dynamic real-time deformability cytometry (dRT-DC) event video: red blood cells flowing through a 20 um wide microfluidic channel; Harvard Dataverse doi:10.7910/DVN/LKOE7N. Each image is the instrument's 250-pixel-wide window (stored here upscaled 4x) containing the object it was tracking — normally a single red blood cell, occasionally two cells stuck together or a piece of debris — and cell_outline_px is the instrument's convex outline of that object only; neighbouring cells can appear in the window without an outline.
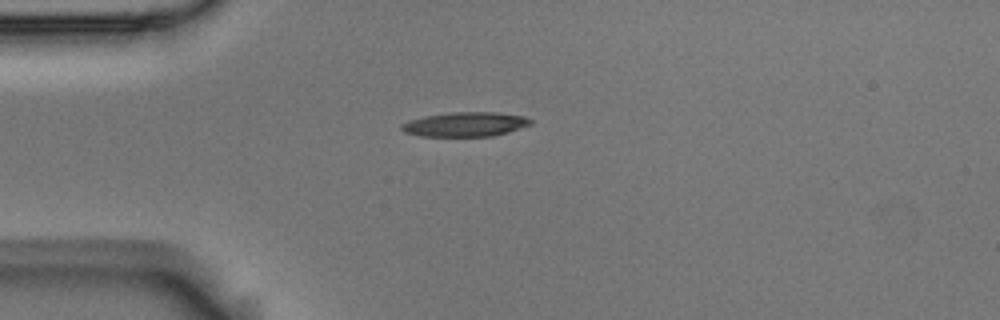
{"species": "Egyptian fruit bat (a non-hibernating species)", "species_latin": "Rousettus aegyptiacus", "temperature_condition": "room temperature", "stored_images_in_passage": 6, "camera_frame_rate_fps": 3000, "um_per_image_px": 0.085, "animal": {"sex": "male"}, "frame": {"image": 1, "passage_image": 1, "time_ms": 0.0, "image_size_px": [1000, 320], "cell_outline_px": [[532, 124], [508, 132], [492, 136], [420, 136], [404, 132], [400, 128], [400, 124], [408, 120], [424, 116], [452, 112], [496, 112], [524, 116], [532, 120]], "centroid_in_image_um": [39.52, 10.56], "position_along_channel_um": 45.5, "area_um2": 18.44}}
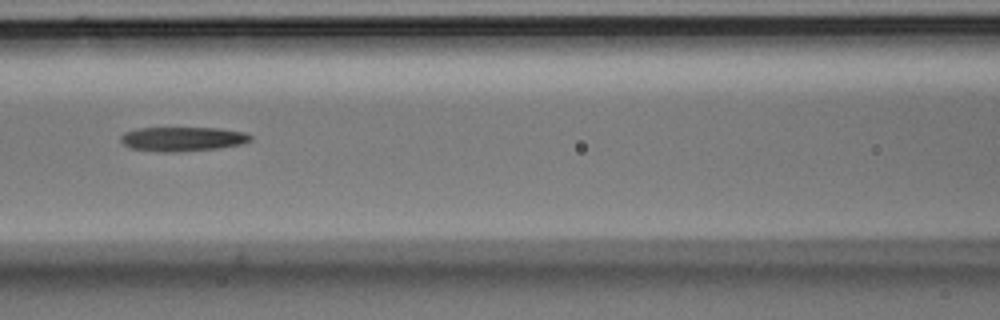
{"frame": {"image": 2, "passage_image": 4, "time_ms": 1.0, "image_size_px": [1000, 320], "cell_outline_px": [[252, 140], [240, 144], [216, 148], [172, 152], [160, 152], [132, 148], [124, 144], [120, 140], [120, 136], [124, 132], [140, 128], [220, 128], [244, 132], [252, 136]], "centroid_in_image_um": [15.51, 11.8], "position_along_channel_um": 151.1, "area_um2": 18.21}}
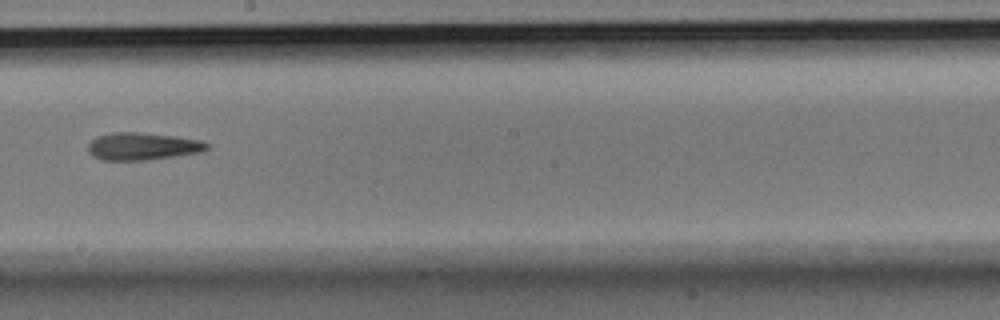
{"frame": {"image": 3, "passage_image": 6, "time_ms": 1.667, "image_size_px": [1000, 320], "cell_outline_px": [[208, 148], [200, 152], [148, 160], [100, 160], [92, 156], [88, 152], [88, 144], [96, 136], [112, 132], [140, 132], [176, 136], [200, 140], [208, 144]], "centroid_in_image_um": [12.07, 12.43], "position_along_channel_um": 236.1, "area_um2": 19.07}}